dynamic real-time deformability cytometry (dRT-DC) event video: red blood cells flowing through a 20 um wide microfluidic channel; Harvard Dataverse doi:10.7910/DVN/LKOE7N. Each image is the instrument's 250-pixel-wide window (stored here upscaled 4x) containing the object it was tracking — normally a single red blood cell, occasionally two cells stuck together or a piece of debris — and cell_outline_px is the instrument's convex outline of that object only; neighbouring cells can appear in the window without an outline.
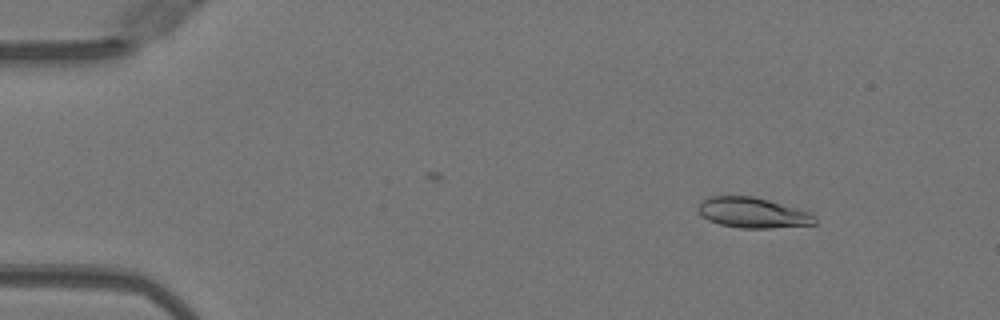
{"species": "Egyptian fruit bat (a non-hibernating species)", "species_latin": "Rousettus aegyptiacus", "temperature_condition": "warm", "stored_images_in_passage": 37, "camera_frame_rate_fps": 3000, "um_per_image_px": 0.085, "animal": {"sex": "female"}, "frame": {"image": 1, "passage_image": 1, "time_ms": 0.0, "image_size_px": [1000, 320], "cell_outline_px": [[816, 224], [772, 228], [740, 228], [720, 224], [708, 220], [700, 216], [696, 208], [704, 200], [712, 196], [752, 196], [768, 200], [812, 212], [816, 216]], "centroid_in_image_um": [64.0, 18.09], "position_along_channel_um": 21.0, "area_um2": 20.75}}
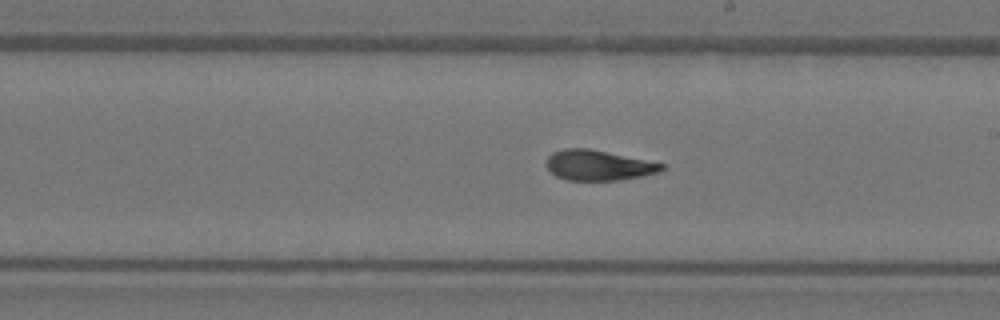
{"frame": {"image": 2, "passage_image": 24, "time_ms": 7.667, "image_size_px": [1000, 320], "cell_outline_px": [[664, 168], [660, 172], [644, 176], [620, 180], [564, 180], [556, 176], [548, 168], [548, 156], [552, 152], [564, 148], [588, 148], [664, 164]], "centroid_in_image_um": [50.86, 14.06], "position_along_channel_um": 238.1, "area_um2": 20.17}}
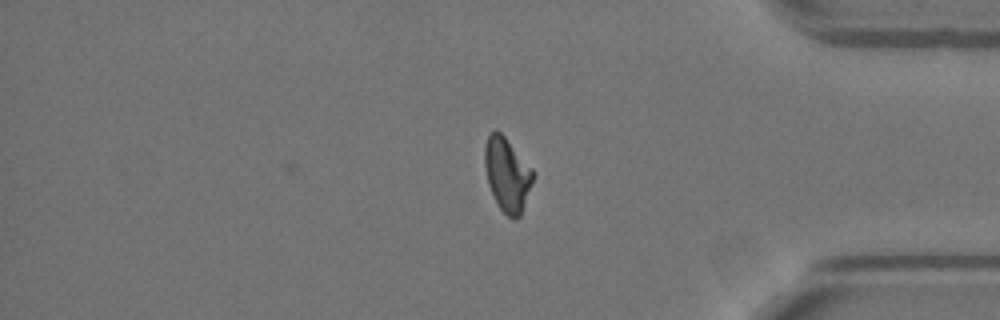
{"frame": {"image": 3, "passage_image": 37, "time_ms": 12.0, "image_size_px": [1000, 320], "cell_outline_px": [[536, 172], [520, 216], [516, 220], [512, 220], [500, 208], [488, 184], [484, 164], [484, 144], [488, 136], [496, 128], [504, 136]], "centroid_in_image_um": [43.11, 14.82], "position_along_channel_um": 392.1, "area_um2": 20.75}, "authors_computed_cell_mechanics": {"area_um2": 20.9814, "velocity_mm_per_s": 4.0514, "shape_relaxation_time_tau1_ms": 8.7704, "shape_relaxation_time_tau2_ms": 0.8405, "deformation_change_tau1": 0.2589, "deformation_change_tau2": 0.0751}}